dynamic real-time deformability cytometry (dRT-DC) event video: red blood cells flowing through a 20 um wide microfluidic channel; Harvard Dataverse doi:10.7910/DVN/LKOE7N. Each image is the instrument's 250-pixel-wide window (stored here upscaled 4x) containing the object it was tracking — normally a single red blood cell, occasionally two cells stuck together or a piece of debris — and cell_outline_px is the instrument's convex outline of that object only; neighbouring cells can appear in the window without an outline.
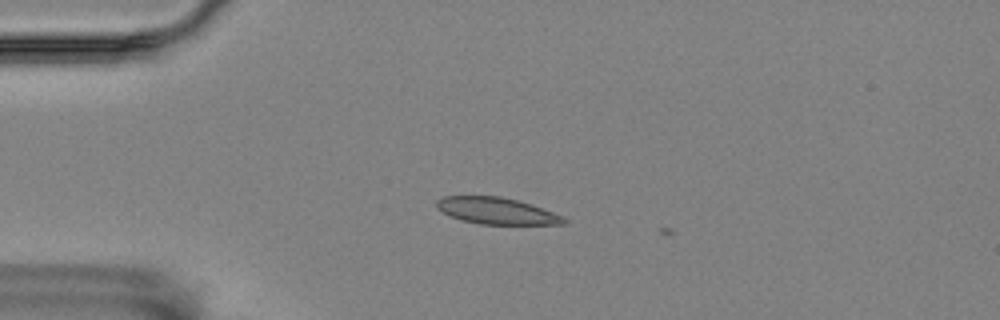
{"species": "Egyptian fruit bat (a non-hibernating species)", "species_latin": "Rousettus aegyptiacus", "temperature_condition": "room temperature", "stored_images_in_passage": 5, "camera_frame_rate_fps": 3000, "um_per_image_px": 0.085, "animal": {"sex": "female"}, "frame": {"image": 1, "passage_image": 2, "time_ms": 0.333, "image_size_px": [1000, 320], "cell_outline_px": [[568, 220], [564, 224], [480, 224], [460, 220], [436, 208], [436, 200], [444, 196], [500, 196], [532, 204], [564, 216]], "centroid_in_image_um": [42.22, 17.92], "position_along_channel_um": 42.8, "area_um2": 19.71}}